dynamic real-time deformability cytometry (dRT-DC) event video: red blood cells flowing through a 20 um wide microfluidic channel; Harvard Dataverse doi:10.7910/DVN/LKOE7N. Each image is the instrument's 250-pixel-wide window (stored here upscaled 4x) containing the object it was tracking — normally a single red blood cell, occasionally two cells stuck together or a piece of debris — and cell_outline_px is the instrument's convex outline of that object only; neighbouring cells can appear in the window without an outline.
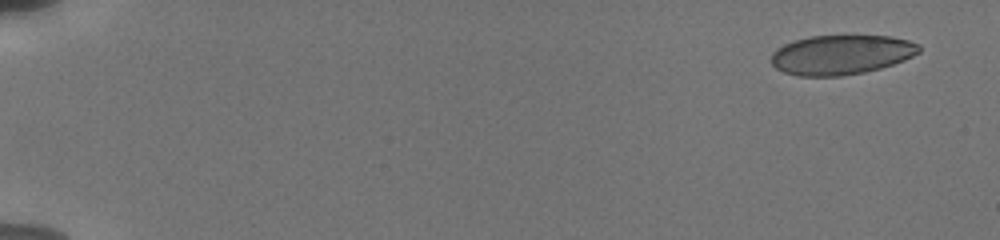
{"species": "human", "species_latin": "Homo sapiens", "temperature_condition": "cold", "stored_images_in_passage": 27, "camera_frame_rate_fps": 3000, "um_per_image_px": 0.085, "donor": {"sex": "male"}, "frame": {"image": 1, "passage_image": 2, "time_ms": 0.667, "image_size_px": [1000, 240], "cell_outline_px": [[920, 52], [904, 60], [880, 68], [864, 72], [840, 76], [796, 76], [784, 72], [776, 68], [772, 64], [772, 52], [776, 48], [792, 40], [808, 36], [892, 36], [908, 40], [920, 44]], "centroid_in_image_um": [71.49, 4.65], "position_along_channel_um": 13.5, "area_um2": 34.22}}
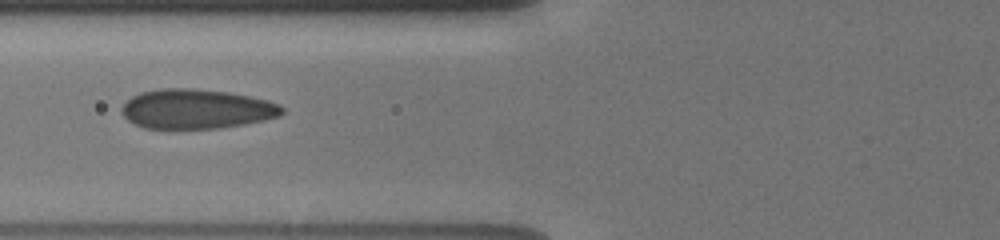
{"frame": {"image": 2, "passage_image": 17, "time_ms": 7.667, "image_size_px": [1000, 240], "cell_outline_px": [[284, 112], [280, 116], [264, 120], [244, 124], [220, 128], [144, 128], [128, 120], [120, 112], [120, 108], [132, 96], [140, 92], [160, 88], [192, 88], [228, 92], [268, 100], [280, 104], [284, 108]], "centroid_in_image_um": [16.7, 9.25], "position_along_channel_um": 109.1, "area_um2": 37.05}}
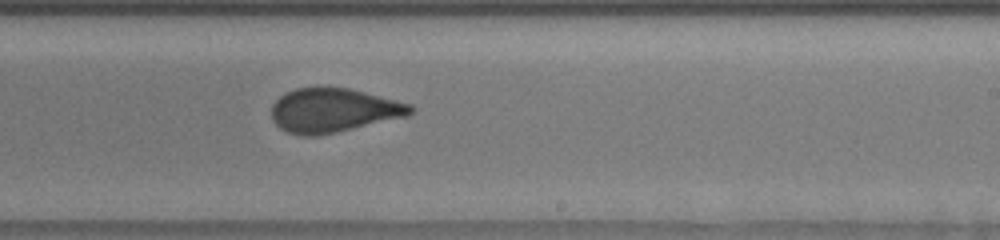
{"frame": {"image": 3, "passage_image": 27, "time_ms": 11.667, "image_size_px": [1000, 240], "cell_outline_px": [[416, 112], [408, 116], [336, 132], [312, 136], [304, 136], [288, 132], [280, 128], [272, 120], [272, 104], [284, 92], [296, 88], [320, 84], [348, 88], [412, 104], [416, 108]], "centroid_in_image_um": [28.34, 9.34], "position_along_channel_um": 260.7, "area_um2": 36.3}}